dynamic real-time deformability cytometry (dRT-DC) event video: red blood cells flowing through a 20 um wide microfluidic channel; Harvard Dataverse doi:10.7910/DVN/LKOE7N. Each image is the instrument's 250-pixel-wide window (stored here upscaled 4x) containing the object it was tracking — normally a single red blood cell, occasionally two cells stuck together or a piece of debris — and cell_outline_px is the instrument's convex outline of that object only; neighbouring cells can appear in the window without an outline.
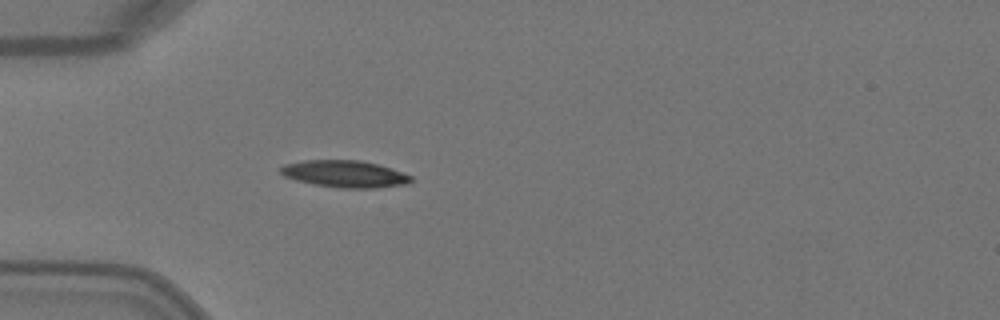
{"species": "Egyptian fruit bat (a non-hibernating species)", "species_latin": "Rousettus aegyptiacus", "temperature_condition": "warm", "stored_images_in_passage": 3, "camera_frame_rate_fps": 3000, "um_per_image_px": 0.085, "animal": {"sex": "female"}, "frame": {"image": 1, "passage_image": 3, "time_ms": 0.667, "image_size_px": [1000, 320], "cell_outline_px": [[412, 180], [408, 184], [376, 188], [340, 188], [312, 184], [296, 180], [284, 176], [280, 172], [280, 168], [284, 164], [304, 160], [360, 160], [376, 164], [412, 176]], "centroid_in_image_um": [29.27, 14.79], "position_along_channel_um": 55.7, "area_um2": 20.4}}